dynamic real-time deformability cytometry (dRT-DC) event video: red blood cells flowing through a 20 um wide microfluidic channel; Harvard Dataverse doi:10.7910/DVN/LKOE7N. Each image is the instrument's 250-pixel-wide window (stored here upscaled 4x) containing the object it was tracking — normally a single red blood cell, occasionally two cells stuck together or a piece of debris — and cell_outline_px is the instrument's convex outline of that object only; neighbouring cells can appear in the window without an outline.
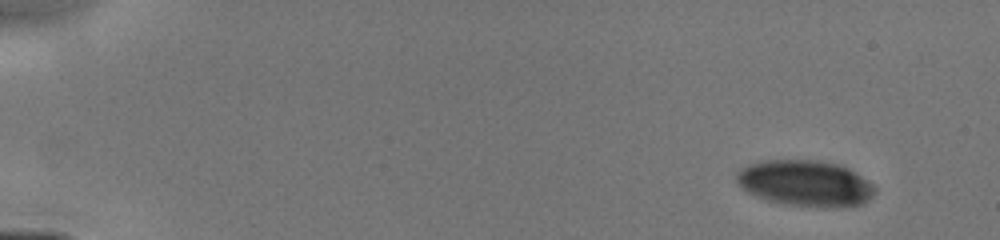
{"species": "human", "species_latin": "Homo sapiens", "temperature_condition": "cold", "stored_images_in_passage": 35, "camera_frame_rate_fps": 3000, "um_per_image_px": 0.085, "donor": {"sex": "male"}, "frame": {"image": 1, "passage_image": 1, "time_ms": 0.0, "image_size_px": [1000, 240], "cell_outline_px": [[876, 192], [864, 204], [836, 208], [820, 208], [788, 204], [768, 200], [756, 196], [740, 188], [736, 180], [736, 172], [740, 168], [748, 164], [764, 160], [816, 160], [840, 164], [856, 172], [868, 180], [876, 188]], "centroid_in_image_um": [68.47, 15.58], "position_along_channel_um": 16.5, "area_um2": 37.63}}
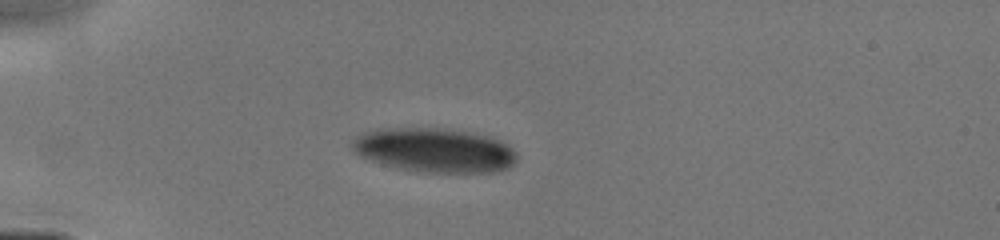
{"frame": {"image": 2, "passage_image": 24, "time_ms": 3.333, "image_size_px": [1000, 240], "cell_outline_px": [[516, 164], [508, 168], [496, 172], [424, 172], [396, 168], [368, 160], [360, 156], [348, 144], [356, 136], [364, 132], [380, 128], [440, 128], [488, 136], [500, 140], [512, 148], [516, 152]], "centroid_in_image_um": [36.9, 12.77], "position_along_channel_um": 48.1, "area_um2": 42.6}}